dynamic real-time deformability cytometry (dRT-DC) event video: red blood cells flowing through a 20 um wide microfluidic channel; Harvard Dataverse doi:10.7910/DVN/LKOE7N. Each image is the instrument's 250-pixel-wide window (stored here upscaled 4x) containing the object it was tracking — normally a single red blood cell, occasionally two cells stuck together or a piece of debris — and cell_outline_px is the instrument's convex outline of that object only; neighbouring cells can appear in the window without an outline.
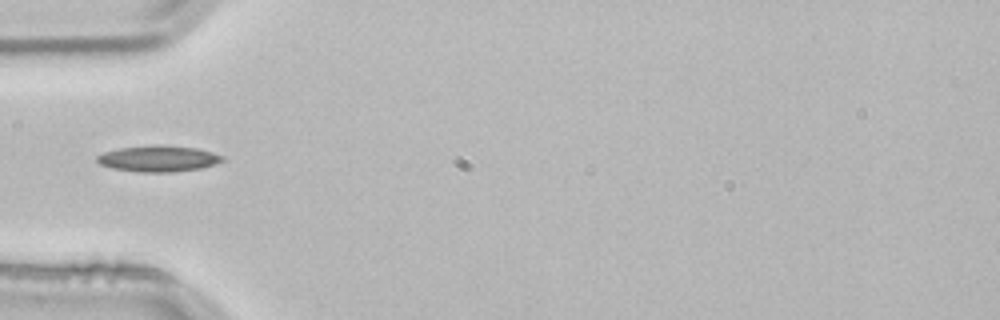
{"species": "common noctule bat (a hibernating species)", "species_latin": "Nyctalus noctula", "temperature_condition": "room temperature", "stored_images_in_passage": 3, "camera_frame_rate_fps": 3000, "um_per_image_px": 0.085, "animal": {"sex": "male", "body_mass_g": 21.5, "forearm_length_mm": 52.0}, "frame": {"image": 1, "passage_image": 3, "time_ms": 0.667, "image_size_px": [1000, 320], "cell_outline_px": [[224, 160], [200, 168], [172, 172], [140, 172], [112, 168], [100, 164], [96, 160], [96, 156], [104, 152], [116, 148], [152, 144], [164, 144], [196, 148], [212, 152], [224, 156]], "centroid_in_image_um": [13.42, 13.46], "position_along_channel_um": 71.6, "area_um2": 19.25}}